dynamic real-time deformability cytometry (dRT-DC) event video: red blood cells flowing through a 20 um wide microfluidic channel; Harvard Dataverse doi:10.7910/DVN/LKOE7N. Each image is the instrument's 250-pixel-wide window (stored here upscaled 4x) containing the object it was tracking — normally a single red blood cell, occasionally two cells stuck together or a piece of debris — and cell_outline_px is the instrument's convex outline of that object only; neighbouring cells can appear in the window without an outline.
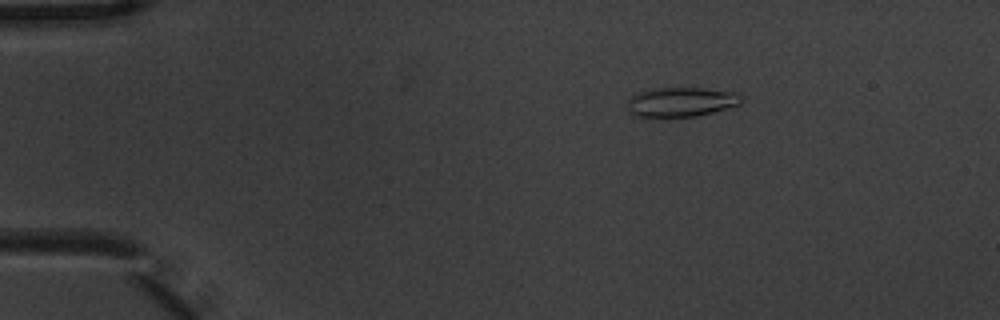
{"species": "common noctule bat (a hibernating species)", "species_latin": "Nyctalus noctula", "temperature_condition": "warm", "stored_images_in_passage": 2, "camera_frame_rate_fps": 3000, "um_per_image_px": 0.085, "animal": {"sex": "male", "body_mass_g": 20.1, "forearm_length_mm": 53.5}, "frame": {"image": 1, "passage_image": 1, "time_ms": 0.0, "image_size_px": [1000, 320], "cell_outline_px": [[744, 100], [740, 104], [712, 112], [696, 116], [640, 116], [632, 112], [628, 108], [628, 100], [636, 92], [656, 88], [700, 88], [736, 92], [744, 96]], "centroid_in_image_um": [57.95, 8.64], "position_along_channel_um": 27.0, "area_um2": 19.31}}